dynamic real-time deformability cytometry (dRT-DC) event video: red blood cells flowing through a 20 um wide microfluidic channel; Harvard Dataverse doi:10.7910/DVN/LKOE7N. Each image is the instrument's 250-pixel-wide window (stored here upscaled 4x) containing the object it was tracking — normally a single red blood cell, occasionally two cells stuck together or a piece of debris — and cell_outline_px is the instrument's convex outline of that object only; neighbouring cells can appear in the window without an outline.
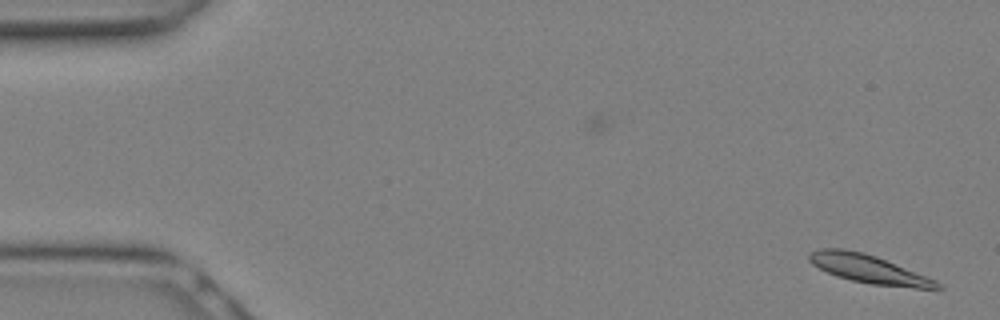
{"species": "Egyptian fruit bat (a non-hibernating species)", "species_latin": "Rousettus aegyptiacus", "temperature_condition": "warm", "stored_images_in_passage": 3, "camera_frame_rate_fps": 3000, "um_per_image_px": 0.085, "animal": {"sex": "female"}, "frame": {"image": 1, "passage_image": 3, "time_ms": 0.667, "image_size_px": [1000, 320], "cell_outline_px": [[944, 288], [916, 288], [872, 284], [852, 280], [836, 276], [812, 264], [808, 260], [808, 256], [812, 252], [820, 248], [844, 248], [864, 252], [876, 256], [936, 280], [944, 284]], "centroid_in_image_um": [73.85, 22.86], "position_along_channel_um": 11.2, "area_um2": 21.04}}